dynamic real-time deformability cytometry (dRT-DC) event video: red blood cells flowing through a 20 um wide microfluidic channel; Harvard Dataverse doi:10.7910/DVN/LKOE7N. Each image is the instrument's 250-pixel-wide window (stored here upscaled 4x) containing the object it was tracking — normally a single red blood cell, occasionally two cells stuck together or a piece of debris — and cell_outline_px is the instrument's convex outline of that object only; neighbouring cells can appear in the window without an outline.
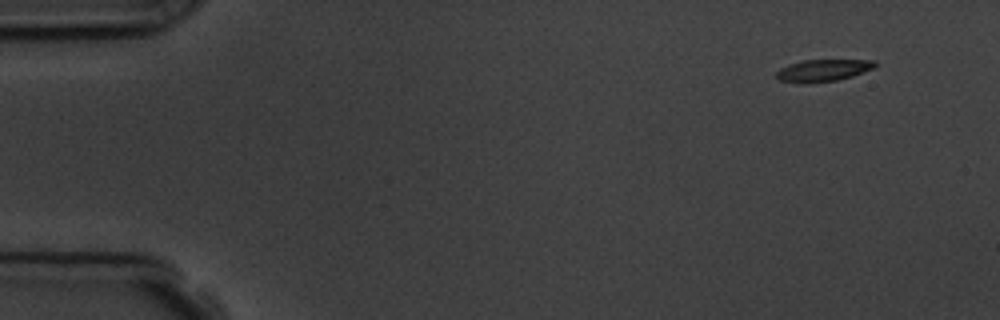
{"species": "common noctule bat (a hibernating species)", "species_latin": "Nyctalus noctula", "temperature_condition": "room temperature", "stored_images_in_passage": 4, "camera_frame_rate_fps": 3000, "um_per_image_px": 0.085, "animal": {"sex": "male", "body_mass_g": 19.5, "forearm_length_mm": 54.6}, "frame": {"image": 1, "passage_image": 1, "time_ms": 0.0, "image_size_px": [1000, 320], "cell_outline_px": [[876, 68], [852, 76], [836, 80], [808, 84], [804, 84], [780, 80], [776, 76], [776, 72], [780, 68], [788, 64], [804, 60], [876, 60]], "centroid_in_image_um": [69.96, 5.99], "position_along_channel_um": 15.0, "area_um2": 12.77}}